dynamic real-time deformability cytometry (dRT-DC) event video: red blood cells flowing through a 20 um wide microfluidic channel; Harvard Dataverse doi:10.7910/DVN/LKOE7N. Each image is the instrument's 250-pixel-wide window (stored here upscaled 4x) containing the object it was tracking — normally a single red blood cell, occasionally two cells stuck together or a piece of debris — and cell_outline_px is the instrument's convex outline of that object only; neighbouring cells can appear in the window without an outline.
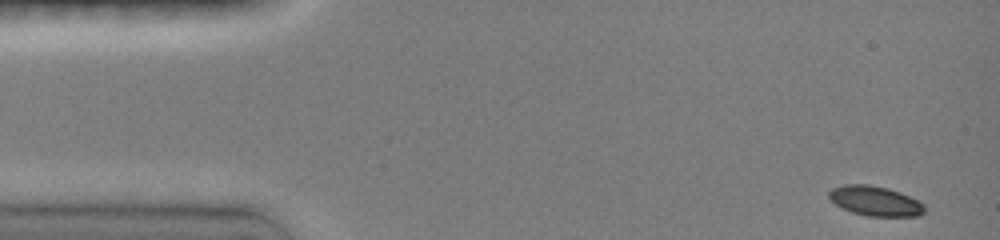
{"species": "common noctule bat (a hibernating species)", "species_latin": "Nyctalus noctula", "temperature_condition": "room temperature", "stored_images_in_passage": 38, "camera_frame_rate_fps": 3000, "um_per_image_px": 0.085, "animal": {"sex": "female", "body_mass_g": 19.0, "forearm_length_mm": 51.5}, "frame": {"image": 1, "passage_image": 1, "time_ms": 0.0, "image_size_px": [1000, 240], "cell_outline_px": [[924, 212], [916, 216], [868, 216], [852, 212], [836, 204], [828, 196], [828, 192], [832, 188], [844, 184], [868, 184], [888, 188], [900, 192], [924, 204]], "centroid_in_image_um": [74.37, 17.07], "position_along_channel_um": 10.6, "area_um2": 16.42}}
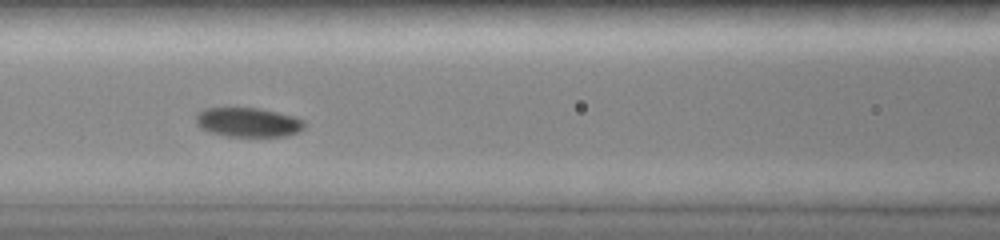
{"frame": {"image": 2, "passage_image": 17, "time_ms": 6.0, "image_size_px": [1000, 240], "cell_outline_px": [[304, 128], [296, 132], [284, 136], [228, 136], [212, 132], [200, 128], [196, 124], [196, 112], [204, 108], [256, 108], [276, 112], [292, 116], [304, 120]], "centroid_in_image_um": [21.04, 10.39], "position_along_channel_um": 145.6, "area_um2": 18.32}}
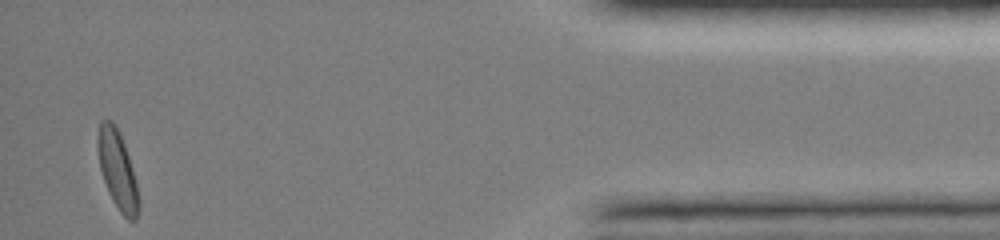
{"frame": {"image": 3, "passage_image": 38, "time_ms": 14.333, "image_size_px": [1000, 240], "cell_outline_px": [[140, 208], [136, 220], [128, 220], [120, 212], [112, 200], [108, 192], [100, 168], [96, 144], [100, 120], [112, 120], [116, 124], [120, 132], [132, 168], [140, 200]], "centroid_in_image_um": [9.98, 14.44], "position_along_channel_um": 425.2, "area_um2": 18.79}, "authors_computed_cell_mechanics": {"area_um2": 17.8891, "velocity_mm_per_s": 4.0533, "shape_relaxation_time_tau1_ms": 2.9049, "shape_relaxation_time_tau2_ms": null, "deformation_change_tau1": 0.0859, "deformation_change_tau2": null}}